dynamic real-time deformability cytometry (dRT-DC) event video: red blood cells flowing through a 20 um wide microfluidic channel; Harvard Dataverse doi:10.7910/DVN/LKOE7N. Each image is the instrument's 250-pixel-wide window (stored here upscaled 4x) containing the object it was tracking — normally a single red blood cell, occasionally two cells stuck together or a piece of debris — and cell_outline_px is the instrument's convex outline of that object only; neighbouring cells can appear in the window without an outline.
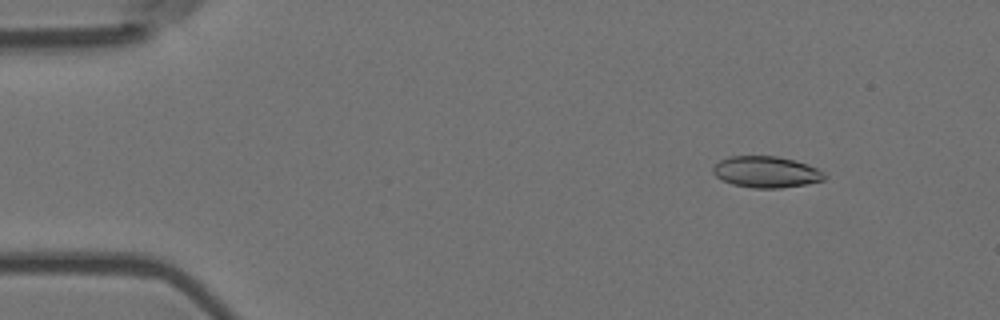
{"species": "Egyptian fruit bat (a non-hibernating species)", "species_latin": "Rousettus aegyptiacus", "temperature_condition": "room temperature", "stored_images_in_passage": 56, "camera_frame_rate_fps": 3000, "um_per_image_px": 0.085, "animal": {"sex": "female"}, "frame": {"image": 1, "passage_image": 7, "time_ms": 2.0, "image_size_px": [1000, 320], "cell_outline_px": [[828, 176], [824, 180], [808, 184], [780, 188], [752, 188], [732, 184], [716, 176], [712, 172], [712, 168], [720, 160], [728, 156], [776, 156], [796, 160], [808, 164], [816, 168]], "centroid_in_image_um": [65.14, 14.61], "position_along_channel_um": 19.9, "area_um2": 20.46}}
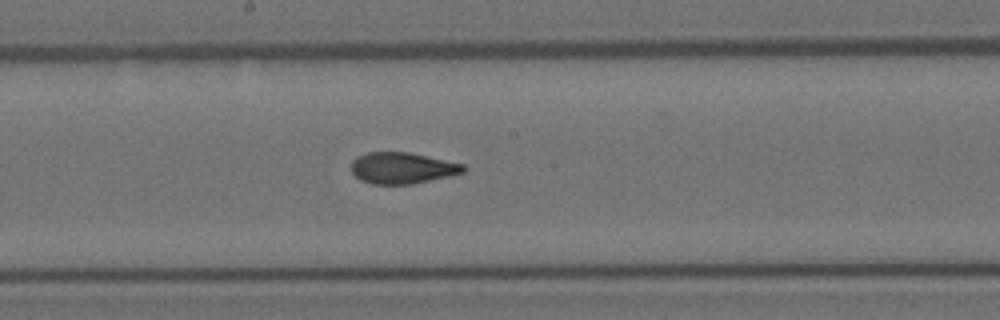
{"frame": {"image": 2, "passage_image": 30, "time_ms": 9.667, "image_size_px": [1000, 320], "cell_outline_px": [[468, 168], [464, 172], [448, 176], [412, 184], [372, 184], [360, 180], [352, 172], [352, 160], [356, 156], [368, 152], [408, 152], [464, 164]], "centroid_in_image_um": [34.18, 14.28], "position_along_channel_um": 214.0, "area_um2": 20.4}}
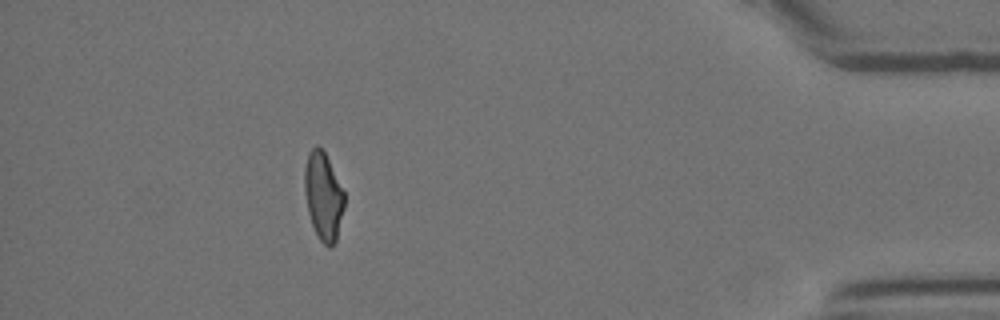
{"frame": {"image": 3, "passage_image": 50, "time_ms": 16.333, "image_size_px": [1000, 320], "cell_outline_px": [[344, 208], [336, 240], [332, 248], [328, 248], [320, 240], [312, 224], [308, 212], [304, 192], [304, 168], [308, 152], [316, 144], [324, 152], [344, 192]], "centroid_in_image_um": [27.46, 16.69], "position_along_channel_um": 407.7, "area_um2": 20.23}, "authors_computed_cell_mechanics": {"area_um2": 20.7213, "velocity_mm_per_s": 3.6961, "shape_relaxation_time_tau1_ms": 6.4671, "shape_relaxation_time_tau2_ms": 1.6883, "deformation_change_tau1": 0.1884, "deformation_change_tau2": 0.0706}}